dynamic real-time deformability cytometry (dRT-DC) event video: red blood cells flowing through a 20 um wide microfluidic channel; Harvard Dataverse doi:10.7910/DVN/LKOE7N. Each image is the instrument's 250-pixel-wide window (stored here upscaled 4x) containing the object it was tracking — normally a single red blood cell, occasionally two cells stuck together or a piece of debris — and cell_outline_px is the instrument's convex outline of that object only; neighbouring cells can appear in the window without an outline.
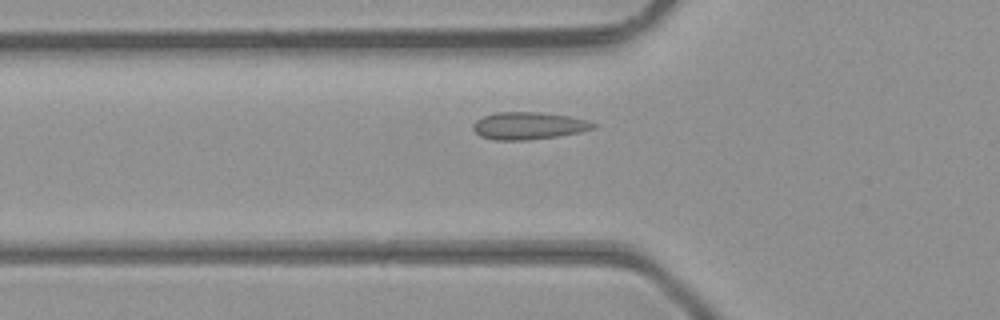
{"species": "common noctule bat (a hibernating species)", "species_latin": "Nyctalus noctula", "temperature_condition": "room temperature", "stored_images_in_passage": 41, "camera_frame_rate_fps": 3000, "um_per_image_px": 0.085, "animal": {"sex": "male", "body_mass_g": 23.1, "forearm_length_mm": 52.7}, "frame": {"image": 1, "passage_image": 10, "time_ms": 3.0, "image_size_px": [1000, 320], "cell_outline_px": [[596, 128], [580, 132], [556, 136], [528, 140], [492, 140], [480, 136], [472, 128], [472, 124], [476, 120], [484, 116], [496, 112], [540, 112], [568, 116], [588, 120], [596, 124]], "centroid_in_image_um": [44.91, 10.69], "position_along_channel_um": 80.9, "area_um2": 19.19}}
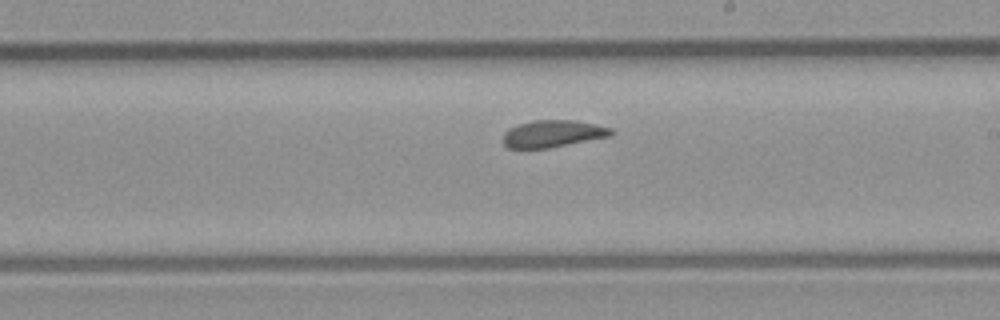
{"frame": {"image": 2, "passage_image": 21, "time_ms": 6.667, "image_size_px": [1000, 320], "cell_outline_px": [[616, 132], [612, 136], [548, 148], [524, 152], [508, 148], [504, 144], [504, 132], [508, 128], [520, 124], [536, 120], [576, 120], [612, 128]], "centroid_in_image_um": [46.96, 11.41], "position_along_channel_um": 242.0, "area_um2": 17.63}}
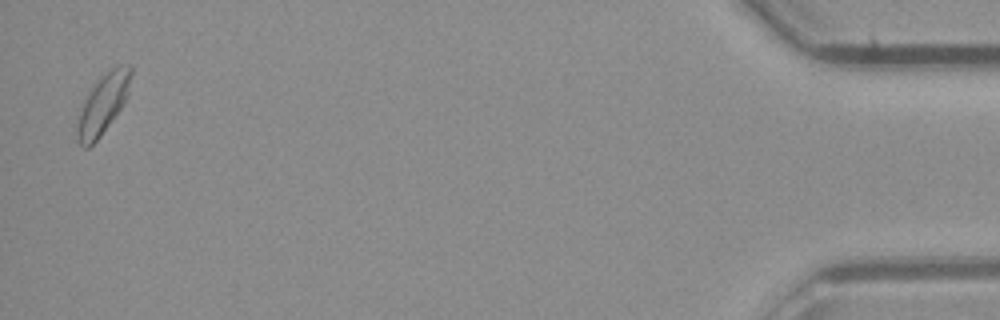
{"frame": {"image": 3, "passage_image": 40, "time_ms": 13.0, "image_size_px": [1000, 320], "cell_outline_px": [[132, 76], [128, 96], [120, 108], [100, 136], [88, 148], [84, 148], [76, 140], [76, 128], [80, 112], [84, 100], [88, 92], [100, 76], [104, 72], [120, 64], [132, 64]], "centroid_in_image_um": [8.76, 8.8], "position_along_channel_um": 426.4, "area_um2": 18.79}, "authors_computed_cell_mechanics": {"area_um2": 17.5712, "velocity_mm_per_s": 4.3757, "shape_relaxation_time_tau1_ms": 8.1565, "shape_relaxation_time_tau2_ms": null, "deformation_change_tau1": 0.1173, "deformation_change_tau2": null}}